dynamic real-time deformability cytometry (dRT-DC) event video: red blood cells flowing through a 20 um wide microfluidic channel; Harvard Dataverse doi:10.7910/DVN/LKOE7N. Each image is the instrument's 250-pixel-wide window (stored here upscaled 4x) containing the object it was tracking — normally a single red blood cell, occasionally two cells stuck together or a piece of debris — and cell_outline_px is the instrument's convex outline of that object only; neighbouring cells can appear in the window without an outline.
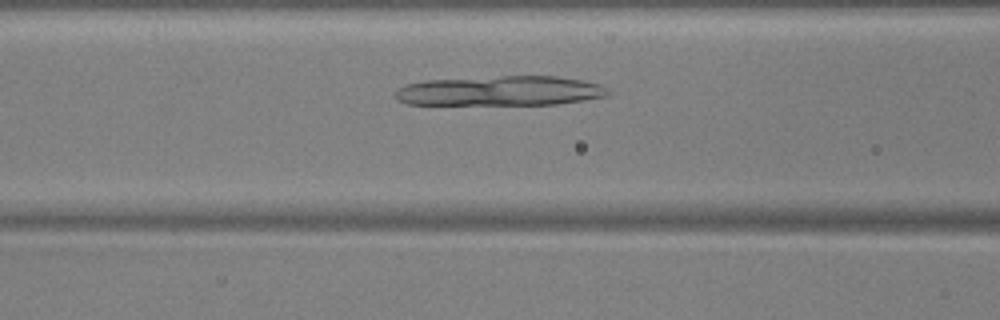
{"species": "common noctule bat (a hibernating species)", "species_latin": "Nyctalus noctula", "temperature_condition": "warm", "stored_images_in_passage": 44, "camera_frame_rate_fps": 3000, "um_per_image_px": 0.085, "animal": {"sex": "male", "body_mass_g": 17.9, "forearm_length_mm": 54.2}, "frame": {"image": 1, "passage_image": 13, "time_ms": 4.0, "image_size_px": [1000, 320], "cell_outline_px": [[612, 92], [608, 96], [584, 100], [556, 104], [408, 104], [396, 100], [396, 88], [404, 84], [428, 80], [500, 76], [556, 76], [584, 80], [600, 84], [608, 88]], "centroid_in_image_um": [42.56, 7.72], "position_along_channel_um": 124.0, "area_um2": 37.05}}
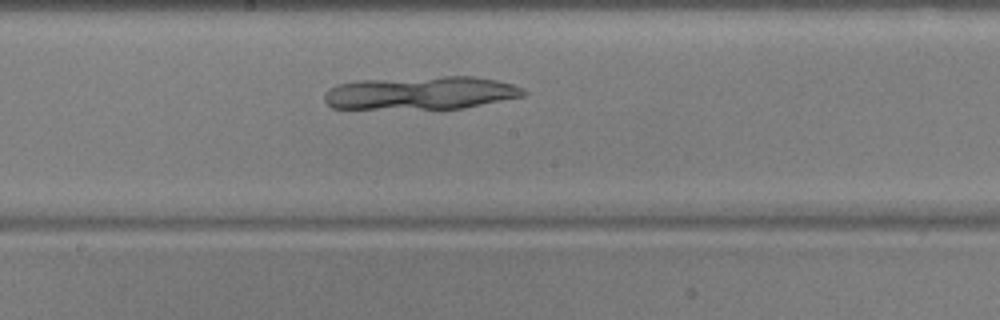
{"frame": {"image": 2, "passage_image": 20, "time_ms": 6.333, "image_size_px": [1000, 320], "cell_outline_px": [[528, 92], [524, 96], [464, 108], [332, 108], [324, 100], [324, 92], [328, 88], [336, 84], [356, 80], [444, 76], [472, 76], [496, 80], [512, 84], [524, 88]], "centroid_in_image_um": [35.77, 7.88], "position_along_channel_um": 212.4, "area_um2": 38.49}}
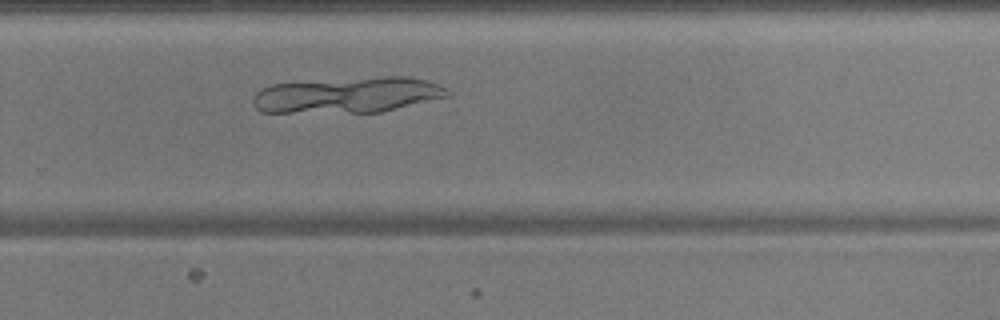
{"frame": {"image": 3, "passage_image": 27, "time_ms": 8.667, "image_size_px": [1000, 320], "cell_outline_px": [[452, 96], [380, 112], [260, 112], [252, 104], [252, 100], [256, 92], [260, 88], [272, 84], [384, 76], [408, 76], [424, 80], [448, 88], [452, 92]], "centroid_in_image_um": [29.58, 8.08], "position_along_channel_um": 300.2, "area_um2": 40.52}}